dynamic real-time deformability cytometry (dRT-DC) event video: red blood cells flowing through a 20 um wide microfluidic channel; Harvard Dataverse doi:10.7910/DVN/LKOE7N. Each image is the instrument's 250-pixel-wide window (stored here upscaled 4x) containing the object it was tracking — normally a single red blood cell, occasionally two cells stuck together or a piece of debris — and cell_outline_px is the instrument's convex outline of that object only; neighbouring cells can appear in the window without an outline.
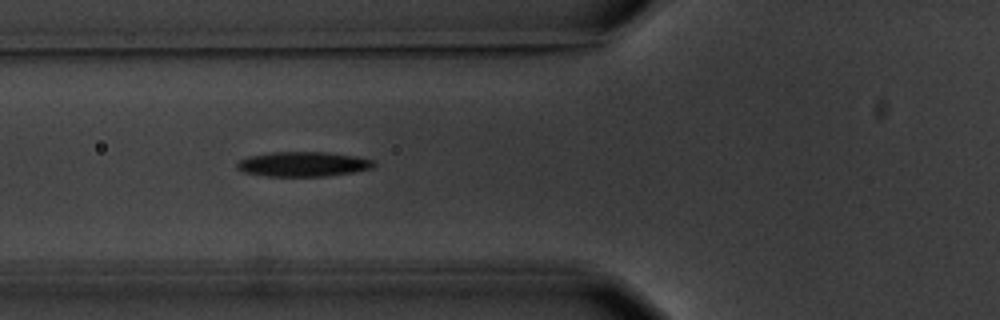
{"species": "common noctule bat (a hibernating species)", "species_latin": "Nyctalus noctula", "temperature_condition": "warm", "stored_images_in_passage": 5, "camera_frame_rate_fps": 3000, "um_per_image_px": 0.085, "animal": {"sex": "male", "body_mass_g": 20.1, "forearm_length_mm": 53.5}, "frame": {"image": 1, "passage_image": 5, "time_ms": 5.667, "image_size_px": [1000, 320], "cell_outline_px": [[376, 164], [372, 168], [352, 172], [328, 176], [264, 176], [244, 172], [236, 168], [236, 164], [240, 160], [248, 156], [272, 152], [324, 152], [356, 156], [372, 160]], "centroid_in_image_um": [25.74, 13.95], "position_along_channel_um": 100.1, "area_um2": 19.71}}